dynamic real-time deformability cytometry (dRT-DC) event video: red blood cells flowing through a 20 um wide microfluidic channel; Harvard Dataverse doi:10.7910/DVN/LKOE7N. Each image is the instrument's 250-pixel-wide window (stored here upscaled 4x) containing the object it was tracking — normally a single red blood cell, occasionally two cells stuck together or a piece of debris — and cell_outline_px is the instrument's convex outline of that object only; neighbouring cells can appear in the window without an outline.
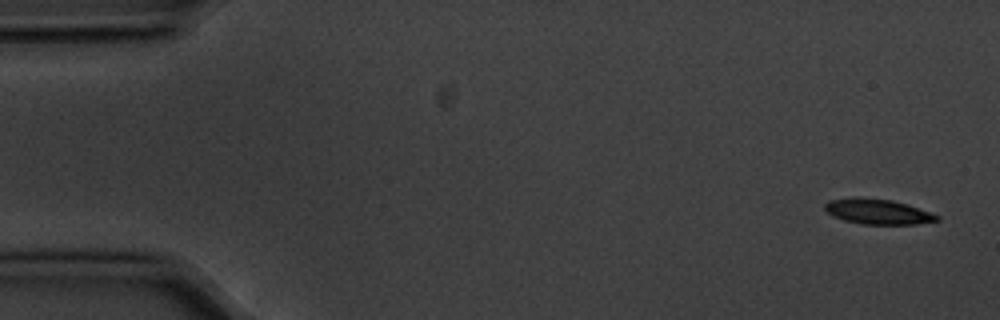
{"species": "common noctule bat (a hibernating species)", "species_latin": "Nyctalus noctula", "temperature_condition": "cold", "stored_images_in_passage": 5, "camera_frame_rate_fps": 3000, "um_per_image_px": 0.085, "animal": {"sex": "male", "body_mass_g": 20.1, "forearm_length_mm": 53.5}, "frame": {"image": 1, "passage_image": 1, "time_ms": 0.0, "image_size_px": [1000, 320], "cell_outline_px": [[940, 220], [916, 224], [864, 224], [844, 220], [832, 216], [824, 208], [824, 204], [828, 200], [852, 196], [892, 200], [908, 204], [940, 216]], "centroid_in_image_um": [74.58, 17.97], "position_along_channel_um": 10.4, "area_um2": 16.59}}
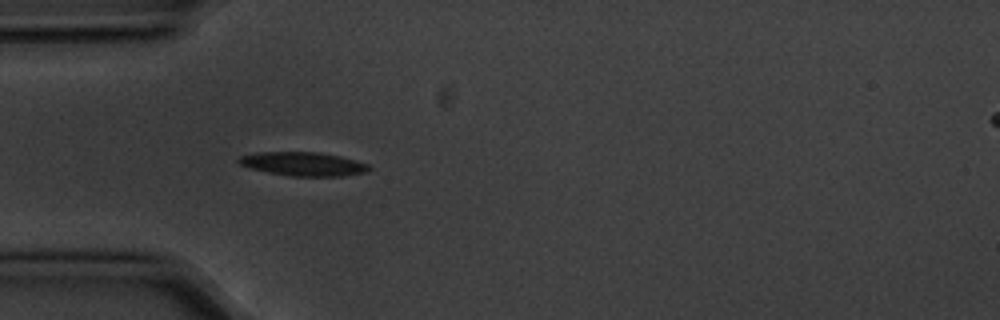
{"frame": {"image": 2, "passage_image": 5, "time_ms": 1.333, "image_size_px": [1000, 320], "cell_outline_px": [[372, 168], [368, 172], [344, 176], [292, 176], [268, 172], [252, 168], [240, 164], [236, 160], [240, 156], [256, 152], [316, 152], [340, 156], [356, 160], [368, 164]], "centroid_in_image_um": [25.81, 13.93], "position_along_channel_um": 59.2, "area_um2": 18.03}}